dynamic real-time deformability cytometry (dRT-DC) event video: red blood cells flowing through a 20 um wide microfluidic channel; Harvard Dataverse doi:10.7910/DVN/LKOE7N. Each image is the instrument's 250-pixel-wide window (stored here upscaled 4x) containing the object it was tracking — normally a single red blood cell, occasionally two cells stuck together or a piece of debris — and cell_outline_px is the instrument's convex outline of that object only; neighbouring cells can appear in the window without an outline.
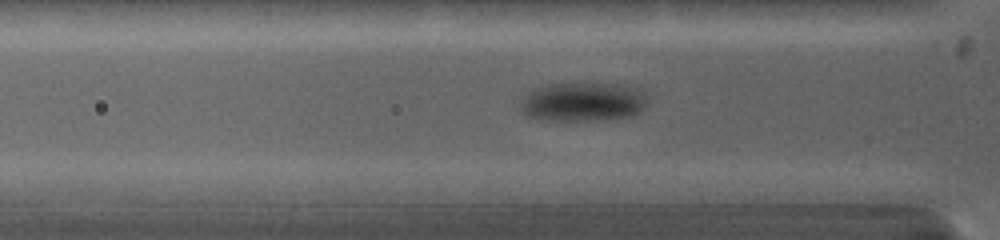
{"species": "common noctule bat (a hibernating species)", "species_latin": "Nyctalus noctula", "temperature_condition": "warm", "stored_images_in_passage": 7, "camera_frame_rate_fps": 5000, "um_per_image_px": 0.085, "animal": {"sex": "female", "body_mass_g": 19.0, "forearm_length_mm": 53.3}, "frame": {"image": 1, "passage_image": 4, "time_ms": 0.8, "image_size_px": [1000, 240], "cell_outline_px": [[648, 104], [640, 112], [632, 116], [592, 120], [544, 120], [528, 116], [520, 112], [520, 100], [532, 88], [548, 84], [580, 80], [592, 80], [628, 84], [644, 88], [648, 100]], "centroid_in_image_um": [49.61, 8.57], "position_along_channel_um": 76.2, "area_um2": 30.81}}